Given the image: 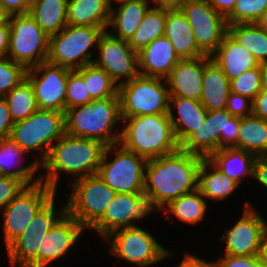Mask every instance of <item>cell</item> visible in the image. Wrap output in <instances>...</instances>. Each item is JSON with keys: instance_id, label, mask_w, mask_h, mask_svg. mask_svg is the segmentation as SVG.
<instances>
[{"instance_id": "6da1fadb", "label": "cell", "mask_w": 267, "mask_h": 267, "mask_svg": "<svg viewBox=\"0 0 267 267\" xmlns=\"http://www.w3.org/2000/svg\"><path fill=\"white\" fill-rule=\"evenodd\" d=\"M203 157L177 150L147 161L143 192L149 209L160 211L169 202L198 188Z\"/></svg>"}, {"instance_id": "7a4b0ae2", "label": "cell", "mask_w": 267, "mask_h": 267, "mask_svg": "<svg viewBox=\"0 0 267 267\" xmlns=\"http://www.w3.org/2000/svg\"><path fill=\"white\" fill-rule=\"evenodd\" d=\"M106 145L98 140L73 137L64 134L55 142L39 168L45 170L39 180L57 193L62 174L70 176V182L97 174ZM68 174V175H67Z\"/></svg>"}, {"instance_id": "3957f363", "label": "cell", "mask_w": 267, "mask_h": 267, "mask_svg": "<svg viewBox=\"0 0 267 267\" xmlns=\"http://www.w3.org/2000/svg\"><path fill=\"white\" fill-rule=\"evenodd\" d=\"M121 122L119 97L92 100L88 104L65 111L66 134L98 140L106 146L119 143ZM116 125L119 126L116 127Z\"/></svg>"}, {"instance_id": "277c9868", "label": "cell", "mask_w": 267, "mask_h": 267, "mask_svg": "<svg viewBox=\"0 0 267 267\" xmlns=\"http://www.w3.org/2000/svg\"><path fill=\"white\" fill-rule=\"evenodd\" d=\"M119 143L125 149L147 160L168 155L180 149L168 114L122 119Z\"/></svg>"}, {"instance_id": "5b68a950", "label": "cell", "mask_w": 267, "mask_h": 267, "mask_svg": "<svg viewBox=\"0 0 267 267\" xmlns=\"http://www.w3.org/2000/svg\"><path fill=\"white\" fill-rule=\"evenodd\" d=\"M65 133V113L38 109L26 119L15 122L9 138L28 155L33 153L40 166L51 146Z\"/></svg>"}, {"instance_id": "8992f818", "label": "cell", "mask_w": 267, "mask_h": 267, "mask_svg": "<svg viewBox=\"0 0 267 267\" xmlns=\"http://www.w3.org/2000/svg\"><path fill=\"white\" fill-rule=\"evenodd\" d=\"M103 32L101 27L67 25L59 33L49 36L47 61L71 70L93 64Z\"/></svg>"}, {"instance_id": "52a82bcc", "label": "cell", "mask_w": 267, "mask_h": 267, "mask_svg": "<svg viewBox=\"0 0 267 267\" xmlns=\"http://www.w3.org/2000/svg\"><path fill=\"white\" fill-rule=\"evenodd\" d=\"M148 231L140 225L126 227L112 232L103 242L109 244V256L119 258L137 267H151L164 259L174 256L173 251L159 243Z\"/></svg>"}, {"instance_id": "ba28073f", "label": "cell", "mask_w": 267, "mask_h": 267, "mask_svg": "<svg viewBox=\"0 0 267 267\" xmlns=\"http://www.w3.org/2000/svg\"><path fill=\"white\" fill-rule=\"evenodd\" d=\"M54 194L35 214L25 231L7 248L9 267H38V250L43 237L67 212L66 203L57 209Z\"/></svg>"}, {"instance_id": "9c48e42d", "label": "cell", "mask_w": 267, "mask_h": 267, "mask_svg": "<svg viewBox=\"0 0 267 267\" xmlns=\"http://www.w3.org/2000/svg\"><path fill=\"white\" fill-rule=\"evenodd\" d=\"M147 161L120 143L109 145L105 148L97 174L116 193H144Z\"/></svg>"}, {"instance_id": "30bf717a", "label": "cell", "mask_w": 267, "mask_h": 267, "mask_svg": "<svg viewBox=\"0 0 267 267\" xmlns=\"http://www.w3.org/2000/svg\"><path fill=\"white\" fill-rule=\"evenodd\" d=\"M121 118L168 114L169 90L166 79L138 75L119 86Z\"/></svg>"}, {"instance_id": "8fae6325", "label": "cell", "mask_w": 267, "mask_h": 267, "mask_svg": "<svg viewBox=\"0 0 267 267\" xmlns=\"http://www.w3.org/2000/svg\"><path fill=\"white\" fill-rule=\"evenodd\" d=\"M70 185L66 211L90 230L103 217L116 192L98 174L77 179Z\"/></svg>"}, {"instance_id": "7c38bea8", "label": "cell", "mask_w": 267, "mask_h": 267, "mask_svg": "<svg viewBox=\"0 0 267 267\" xmlns=\"http://www.w3.org/2000/svg\"><path fill=\"white\" fill-rule=\"evenodd\" d=\"M9 46L7 57L26 69L47 61L49 36L29 14L8 16Z\"/></svg>"}, {"instance_id": "4fadbf2b", "label": "cell", "mask_w": 267, "mask_h": 267, "mask_svg": "<svg viewBox=\"0 0 267 267\" xmlns=\"http://www.w3.org/2000/svg\"><path fill=\"white\" fill-rule=\"evenodd\" d=\"M56 192L42 181L27 185L2 210L5 249L28 227L38 210Z\"/></svg>"}, {"instance_id": "5bb4252c", "label": "cell", "mask_w": 267, "mask_h": 267, "mask_svg": "<svg viewBox=\"0 0 267 267\" xmlns=\"http://www.w3.org/2000/svg\"><path fill=\"white\" fill-rule=\"evenodd\" d=\"M179 9L191 25L198 49L204 55L211 56L227 33L226 18L207 0H188Z\"/></svg>"}, {"instance_id": "9a60e30c", "label": "cell", "mask_w": 267, "mask_h": 267, "mask_svg": "<svg viewBox=\"0 0 267 267\" xmlns=\"http://www.w3.org/2000/svg\"><path fill=\"white\" fill-rule=\"evenodd\" d=\"M97 56L93 64L105 70L118 85H123L139 75L138 52L129 41L122 40L105 30L98 41Z\"/></svg>"}, {"instance_id": "2e32d148", "label": "cell", "mask_w": 267, "mask_h": 267, "mask_svg": "<svg viewBox=\"0 0 267 267\" xmlns=\"http://www.w3.org/2000/svg\"><path fill=\"white\" fill-rule=\"evenodd\" d=\"M69 70L48 61L27 69L26 79L32 85L38 109L65 113Z\"/></svg>"}, {"instance_id": "e0dca14e", "label": "cell", "mask_w": 267, "mask_h": 267, "mask_svg": "<svg viewBox=\"0 0 267 267\" xmlns=\"http://www.w3.org/2000/svg\"><path fill=\"white\" fill-rule=\"evenodd\" d=\"M267 227V220L259 211L246 201L242 216L231 228H225L220 241H224L222 254L234 256H258L262 234Z\"/></svg>"}, {"instance_id": "ac0fdd59", "label": "cell", "mask_w": 267, "mask_h": 267, "mask_svg": "<svg viewBox=\"0 0 267 267\" xmlns=\"http://www.w3.org/2000/svg\"><path fill=\"white\" fill-rule=\"evenodd\" d=\"M144 193H116L103 217L91 228L104 240L112 232L132 226L151 216ZM148 216V217H147Z\"/></svg>"}, {"instance_id": "d6986e66", "label": "cell", "mask_w": 267, "mask_h": 267, "mask_svg": "<svg viewBox=\"0 0 267 267\" xmlns=\"http://www.w3.org/2000/svg\"><path fill=\"white\" fill-rule=\"evenodd\" d=\"M78 220L67 212L43 237L41 250H38V267H48L53 262L64 259L85 232Z\"/></svg>"}, {"instance_id": "ffe728a7", "label": "cell", "mask_w": 267, "mask_h": 267, "mask_svg": "<svg viewBox=\"0 0 267 267\" xmlns=\"http://www.w3.org/2000/svg\"><path fill=\"white\" fill-rule=\"evenodd\" d=\"M204 73V56L180 60L166 78L170 97L200 101Z\"/></svg>"}, {"instance_id": "44dd1931", "label": "cell", "mask_w": 267, "mask_h": 267, "mask_svg": "<svg viewBox=\"0 0 267 267\" xmlns=\"http://www.w3.org/2000/svg\"><path fill=\"white\" fill-rule=\"evenodd\" d=\"M180 60L165 36L156 38L138 52L139 74L166 79Z\"/></svg>"}, {"instance_id": "7402d4cb", "label": "cell", "mask_w": 267, "mask_h": 267, "mask_svg": "<svg viewBox=\"0 0 267 267\" xmlns=\"http://www.w3.org/2000/svg\"><path fill=\"white\" fill-rule=\"evenodd\" d=\"M116 5L111 6L110 20L106 30L117 38L130 41L146 12L152 6L151 2L149 0H123Z\"/></svg>"}, {"instance_id": "603a6c76", "label": "cell", "mask_w": 267, "mask_h": 267, "mask_svg": "<svg viewBox=\"0 0 267 267\" xmlns=\"http://www.w3.org/2000/svg\"><path fill=\"white\" fill-rule=\"evenodd\" d=\"M207 112L200 101L169 97L168 115L179 144L204 123Z\"/></svg>"}, {"instance_id": "cb8c5ba5", "label": "cell", "mask_w": 267, "mask_h": 267, "mask_svg": "<svg viewBox=\"0 0 267 267\" xmlns=\"http://www.w3.org/2000/svg\"><path fill=\"white\" fill-rule=\"evenodd\" d=\"M230 92V80L224 71L210 56L205 55L201 104L207 111L225 109Z\"/></svg>"}, {"instance_id": "d4e9b609", "label": "cell", "mask_w": 267, "mask_h": 267, "mask_svg": "<svg viewBox=\"0 0 267 267\" xmlns=\"http://www.w3.org/2000/svg\"><path fill=\"white\" fill-rule=\"evenodd\" d=\"M164 36L174 46L175 52L181 60L205 56L198 49L191 25L179 8H166Z\"/></svg>"}, {"instance_id": "484cf974", "label": "cell", "mask_w": 267, "mask_h": 267, "mask_svg": "<svg viewBox=\"0 0 267 267\" xmlns=\"http://www.w3.org/2000/svg\"><path fill=\"white\" fill-rule=\"evenodd\" d=\"M210 57L221 67L229 80L260 65L250 51L241 46L228 32Z\"/></svg>"}, {"instance_id": "4316f807", "label": "cell", "mask_w": 267, "mask_h": 267, "mask_svg": "<svg viewBox=\"0 0 267 267\" xmlns=\"http://www.w3.org/2000/svg\"><path fill=\"white\" fill-rule=\"evenodd\" d=\"M27 153L11 138L0 140V175L13 176L22 180L26 185L39 181V165L33 160L25 164ZM21 166V167H20ZM38 173V174H37ZM37 174V176H36Z\"/></svg>"}, {"instance_id": "83f0119b", "label": "cell", "mask_w": 267, "mask_h": 267, "mask_svg": "<svg viewBox=\"0 0 267 267\" xmlns=\"http://www.w3.org/2000/svg\"><path fill=\"white\" fill-rule=\"evenodd\" d=\"M208 205V201L197 188L172 200L159 212L162 213L164 217L165 215L166 218L168 217L170 224L174 223V218H176V221L184 222V224L187 223L189 226H196L199 225V223L201 224L205 219L209 207ZM172 217H174L173 220Z\"/></svg>"}, {"instance_id": "f1b7e54d", "label": "cell", "mask_w": 267, "mask_h": 267, "mask_svg": "<svg viewBox=\"0 0 267 267\" xmlns=\"http://www.w3.org/2000/svg\"><path fill=\"white\" fill-rule=\"evenodd\" d=\"M257 156L237 148H223L212 153L207 159L224 175L240 186L245 177L253 178Z\"/></svg>"}, {"instance_id": "f546056e", "label": "cell", "mask_w": 267, "mask_h": 267, "mask_svg": "<svg viewBox=\"0 0 267 267\" xmlns=\"http://www.w3.org/2000/svg\"><path fill=\"white\" fill-rule=\"evenodd\" d=\"M111 5L108 0H68L67 25L107 29Z\"/></svg>"}, {"instance_id": "4dcf8cb0", "label": "cell", "mask_w": 267, "mask_h": 267, "mask_svg": "<svg viewBox=\"0 0 267 267\" xmlns=\"http://www.w3.org/2000/svg\"><path fill=\"white\" fill-rule=\"evenodd\" d=\"M241 187L224 175L207 158H203L198 171V189L208 202L225 201Z\"/></svg>"}, {"instance_id": "1f68e13d", "label": "cell", "mask_w": 267, "mask_h": 267, "mask_svg": "<svg viewBox=\"0 0 267 267\" xmlns=\"http://www.w3.org/2000/svg\"><path fill=\"white\" fill-rule=\"evenodd\" d=\"M180 149L208 158L220 149V131L215 124V111H208L205 121L181 144Z\"/></svg>"}, {"instance_id": "d6a6232c", "label": "cell", "mask_w": 267, "mask_h": 267, "mask_svg": "<svg viewBox=\"0 0 267 267\" xmlns=\"http://www.w3.org/2000/svg\"><path fill=\"white\" fill-rule=\"evenodd\" d=\"M67 3L68 0H31L29 14L51 36L67 26Z\"/></svg>"}, {"instance_id": "836d02e7", "label": "cell", "mask_w": 267, "mask_h": 267, "mask_svg": "<svg viewBox=\"0 0 267 267\" xmlns=\"http://www.w3.org/2000/svg\"><path fill=\"white\" fill-rule=\"evenodd\" d=\"M238 149L255 156L267 155V120L253 114L240 118Z\"/></svg>"}, {"instance_id": "e575fe53", "label": "cell", "mask_w": 267, "mask_h": 267, "mask_svg": "<svg viewBox=\"0 0 267 267\" xmlns=\"http://www.w3.org/2000/svg\"><path fill=\"white\" fill-rule=\"evenodd\" d=\"M227 32L255 57L259 64L267 62V31L256 23L228 25Z\"/></svg>"}, {"instance_id": "d590c367", "label": "cell", "mask_w": 267, "mask_h": 267, "mask_svg": "<svg viewBox=\"0 0 267 267\" xmlns=\"http://www.w3.org/2000/svg\"><path fill=\"white\" fill-rule=\"evenodd\" d=\"M166 26V8L151 6L141 24L130 39L131 48L140 52L154 39L164 36Z\"/></svg>"}, {"instance_id": "8d00e7d4", "label": "cell", "mask_w": 267, "mask_h": 267, "mask_svg": "<svg viewBox=\"0 0 267 267\" xmlns=\"http://www.w3.org/2000/svg\"><path fill=\"white\" fill-rule=\"evenodd\" d=\"M76 70L83 76L87 91L93 100L119 97V86L105 70L94 64Z\"/></svg>"}, {"instance_id": "74e56055", "label": "cell", "mask_w": 267, "mask_h": 267, "mask_svg": "<svg viewBox=\"0 0 267 267\" xmlns=\"http://www.w3.org/2000/svg\"><path fill=\"white\" fill-rule=\"evenodd\" d=\"M13 122L26 119L38 110L31 83L25 79L5 97Z\"/></svg>"}, {"instance_id": "f35d334b", "label": "cell", "mask_w": 267, "mask_h": 267, "mask_svg": "<svg viewBox=\"0 0 267 267\" xmlns=\"http://www.w3.org/2000/svg\"><path fill=\"white\" fill-rule=\"evenodd\" d=\"M267 8V0H236L232 12L226 17L227 25L255 23Z\"/></svg>"}, {"instance_id": "ab89813d", "label": "cell", "mask_w": 267, "mask_h": 267, "mask_svg": "<svg viewBox=\"0 0 267 267\" xmlns=\"http://www.w3.org/2000/svg\"><path fill=\"white\" fill-rule=\"evenodd\" d=\"M27 69L9 57L0 58V97H5L26 79Z\"/></svg>"}, {"instance_id": "60d3db41", "label": "cell", "mask_w": 267, "mask_h": 267, "mask_svg": "<svg viewBox=\"0 0 267 267\" xmlns=\"http://www.w3.org/2000/svg\"><path fill=\"white\" fill-rule=\"evenodd\" d=\"M230 86L231 92L245 96L253 101L262 90L260 65L244 71L240 76L230 80Z\"/></svg>"}, {"instance_id": "b9f144b4", "label": "cell", "mask_w": 267, "mask_h": 267, "mask_svg": "<svg viewBox=\"0 0 267 267\" xmlns=\"http://www.w3.org/2000/svg\"><path fill=\"white\" fill-rule=\"evenodd\" d=\"M92 100L87 91L83 76L76 69H70L67 79L66 110L88 104Z\"/></svg>"}, {"instance_id": "7bdbcfd3", "label": "cell", "mask_w": 267, "mask_h": 267, "mask_svg": "<svg viewBox=\"0 0 267 267\" xmlns=\"http://www.w3.org/2000/svg\"><path fill=\"white\" fill-rule=\"evenodd\" d=\"M27 185L13 176L0 175V211Z\"/></svg>"}, {"instance_id": "ee69618b", "label": "cell", "mask_w": 267, "mask_h": 267, "mask_svg": "<svg viewBox=\"0 0 267 267\" xmlns=\"http://www.w3.org/2000/svg\"><path fill=\"white\" fill-rule=\"evenodd\" d=\"M217 267H266L258 256H234L230 254H221L216 261Z\"/></svg>"}, {"instance_id": "f6af8a7d", "label": "cell", "mask_w": 267, "mask_h": 267, "mask_svg": "<svg viewBox=\"0 0 267 267\" xmlns=\"http://www.w3.org/2000/svg\"><path fill=\"white\" fill-rule=\"evenodd\" d=\"M253 102L249 98L230 92L226 109L232 116L243 118L252 115Z\"/></svg>"}, {"instance_id": "bcb514c9", "label": "cell", "mask_w": 267, "mask_h": 267, "mask_svg": "<svg viewBox=\"0 0 267 267\" xmlns=\"http://www.w3.org/2000/svg\"><path fill=\"white\" fill-rule=\"evenodd\" d=\"M239 130L240 117L232 116L224 125L223 133H220V149L233 147L238 149Z\"/></svg>"}, {"instance_id": "7dc6e473", "label": "cell", "mask_w": 267, "mask_h": 267, "mask_svg": "<svg viewBox=\"0 0 267 267\" xmlns=\"http://www.w3.org/2000/svg\"><path fill=\"white\" fill-rule=\"evenodd\" d=\"M31 0H0V11L4 16L27 14Z\"/></svg>"}, {"instance_id": "c3c4849f", "label": "cell", "mask_w": 267, "mask_h": 267, "mask_svg": "<svg viewBox=\"0 0 267 267\" xmlns=\"http://www.w3.org/2000/svg\"><path fill=\"white\" fill-rule=\"evenodd\" d=\"M13 125L7 102L4 97H0V140L10 137Z\"/></svg>"}, {"instance_id": "681fc988", "label": "cell", "mask_w": 267, "mask_h": 267, "mask_svg": "<svg viewBox=\"0 0 267 267\" xmlns=\"http://www.w3.org/2000/svg\"><path fill=\"white\" fill-rule=\"evenodd\" d=\"M253 178L267 190V155L257 156L254 164Z\"/></svg>"}, {"instance_id": "f907efd6", "label": "cell", "mask_w": 267, "mask_h": 267, "mask_svg": "<svg viewBox=\"0 0 267 267\" xmlns=\"http://www.w3.org/2000/svg\"><path fill=\"white\" fill-rule=\"evenodd\" d=\"M184 257L180 261L178 267H217L212 260H204L202 257H198L194 253H184Z\"/></svg>"}, {"instance_id": "816d5d0a", "label": "cell", "mask_w": 267, "mask_h": 267, "mask_svg": "<svg viewBox=\"0 0 267 267\" xmlns=\"http://www.w3.org/2000/svg\"><path fill=\"white\" fill-rule=\"evenodd\" d=\"M252 102V114L267 120V90L262 89Z\"/></svg>"}, {"instance_id": "f5cc1de1", "label": "cell", "mask_w": 267, "mask_h": 267, "mask_svg": "<svg viewBox=\"0 0 267 267\" xmlns=\"http://www.w3.org/2000/svg\"><path fill=\"white\" fill-rule=\"evenodd\" d=\"M9 46V22L8 16L0 20V58L7 57Z\"/></svg>"}, {"instance_id": "db71d44e", "label": "cell", "mask_w": 267, "mask_h": 267, "mask_svg": "<svg viewBox=\"0 0 267 267\" xmlns=\"http://www.w3.org/2000/svg\"><path fill=\"white\" fill-rule=\"evenodd\" d=\"M207 2L225 18L232 12L236 0H207Z\"/></svg>"}, {"instance_id": "11a10c76", "label": "cell", "mask_w": 267, "mask_h": 267, "mask_svg": "<svg viewBox=\"0 0 267 267\" xmlns=\"http://www.w3.org/2000/svg\"><path fill=\"white\" fill-rule=\"evenodd\" d=\"M153 7L178 9L182 4L188 0H149Z\"/></svg>"}, {"instance_id": "9f6ffc18", "label": "cell", "mask_w": 267, "mask_h": 267, "mask_svg": "<svg viewBox=\"0 0 267 267\" xmlns=\"http://www.w3.org/2000/svg\"><path fill=\"white\" fill-rule=\"evenodd\" d=\"M232 115L228 112V110L221 109V110H215V124L216 127H218L220 133H223V127L226 124V122H229Z\"/></svg>"}, {"instance_id": "6f0895ef", "label": "cell", "mask_w": 267, "mask_h": 267, "mask_svg": "<svg viewBox=\"0 0 267 267\" xmlns=\"http://www.w3.org/2000/svg\"><path fill=\"white\" fill-rule=\"evenodd\" d=\"M258 257L259 260L267 267V227L261 237Z\"/></svg>"}, {"instance_id": "680465c9", "label": "cell", "mask_w": 267, "mask_h": 267, "mask_svg": "<svg viewBox=\"0 0 267 267\" xmlns=\"http://www.w3.org/2000/svg\"><path fill=\"white\" fill-rule=\"evenodd\" d=\"M262 89L267 90V62L260 64Z\"/></svg>"}, {"instance_id": "91938a15", "label": "cell", "mask_w": 267, "mask_h": 267, "mask_svg": "<svg viewBox=\"0 0 267 267\" xmlns=\"http://www.w3.org/2000/svg\"><path fill=\"white\" fill-rule=\"evenodd\" d=\"M261 29L267 31V8L255 22Z\"/></svg>"}, {"instance_id": "94428289", "label": "cell", "mask_w": 267, "mask_h": 267, "mask_svg": "<svg viewBox=\"0 0 267 267\" xmlns=\"http://www.w3.org/2000/svg\"><path fill=\"white\" fill-rule=\"evenodd\" d=\"M120 1H123V0H108L109 4L112 6Z\"/></svg>"}, {"instance_id": "6125c7cd", "label": "cell", "mask_w": 267, "mask_h": 267, "mask_svg": "<svg viewBox=\"0 0 267 267\" xmlns=\"http://www.w3.org/2000/svg\"><path fill=\"white\" fill-rule=\"evenodd\" d=\"M4 17V15L0 11V20Z\"/></svg>"}]
</instances>
